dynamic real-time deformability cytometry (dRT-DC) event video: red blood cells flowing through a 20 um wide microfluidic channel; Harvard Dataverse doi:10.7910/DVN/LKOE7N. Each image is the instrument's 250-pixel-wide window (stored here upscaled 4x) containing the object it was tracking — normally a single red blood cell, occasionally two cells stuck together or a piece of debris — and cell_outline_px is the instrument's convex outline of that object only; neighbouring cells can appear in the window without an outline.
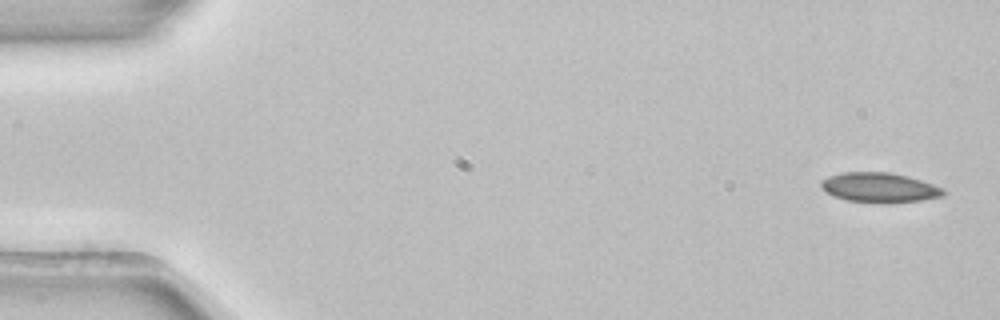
{"species": "common noctule bat (a hibernating species)", "species_latin": "Nyctalus noctula", "temperature_condition": "room temperature", "stored_images_in_passage": 3, "camera_frame_rate_fps": 3000, "um_per_image_px": 0.085, "animal": {"sex": "female", "body_mass_g": 22.7, "forearm_length_mm": 54.2}, "frame": {"image": 1, "passage_image": 1, "time_ms": 0.0, "image_size_px": [1000, 320], "cell_outline_px": [[948, 192], [944, 196], [920, 200], [888, 204], [884, 204], [848, 200], [832, 196], [824, 192], [820, 188], [820, 180], [828, 176], [840, 172], [888, 172], [908, 176], [944, 188]], "centroid_in_image_um": [74.73, 15.95], "position_along_channel_um": 10.3, "area_um2": 21.68}}
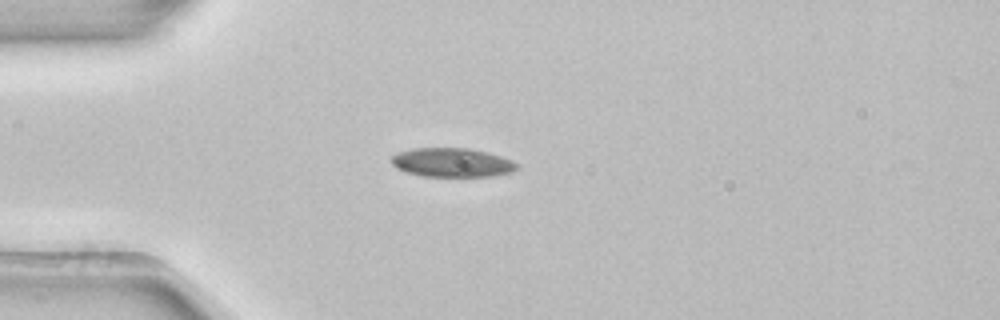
{"frame": {"image": 2, "passage_image": 3, "time_ms": 0.667, "image_size_px": [1000, 320], "cell_outline_px": [[520, 168], [512, 172], [492, 176], [424, 176], [404, 172], [396, 168], [392, 164], [392, 156], [396, 152], [412, 148], [468, 148], [500, 156], [512, 160]], "centroid_in_image_um": [38.39, 13.81], "position_along_channel_um": 46.6, "area_um2": 21.21}}